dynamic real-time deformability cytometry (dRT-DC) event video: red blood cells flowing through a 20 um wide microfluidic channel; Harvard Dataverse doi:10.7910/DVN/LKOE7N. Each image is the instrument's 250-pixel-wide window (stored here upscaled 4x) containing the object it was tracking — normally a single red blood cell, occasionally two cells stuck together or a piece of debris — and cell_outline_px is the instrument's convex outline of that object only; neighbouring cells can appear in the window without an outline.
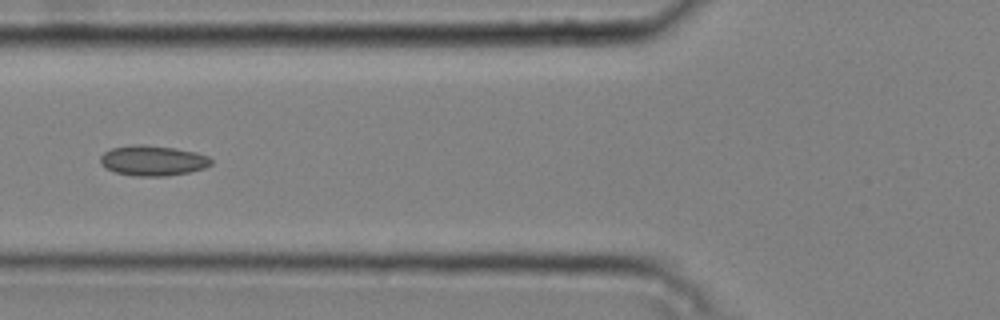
{"species": "common noctule bat (a hibernating species)", "species_latin": "Nyctalus noctula", "temperature_condition": "cold", "stored_images_in_passage": 4, "camera_frame_rate_fps": 3000, "um_per_image_px": 0.085, "animal": {"sex": "male", "body_mass_g": 20.4}, "frame": {"image": 1, "passage_image": 4, "time_ms": 1.0, "image_size_px": [1000, 320], "cell_outline_px": [[212, 164], [204, 168], [188, 172], [164, 176], [132, 176], [116, 172], [104, 168], [100, 164], [100, 156], [104, 152], [112, 148], [136, 144], [140, 144], [176, 148], [196, 152], [208, 156], [212, 160]], "centroid_in_image_um": [12.97, 13.65], "position_along_channel_um": 112.8, "area_um2": 19.59}}